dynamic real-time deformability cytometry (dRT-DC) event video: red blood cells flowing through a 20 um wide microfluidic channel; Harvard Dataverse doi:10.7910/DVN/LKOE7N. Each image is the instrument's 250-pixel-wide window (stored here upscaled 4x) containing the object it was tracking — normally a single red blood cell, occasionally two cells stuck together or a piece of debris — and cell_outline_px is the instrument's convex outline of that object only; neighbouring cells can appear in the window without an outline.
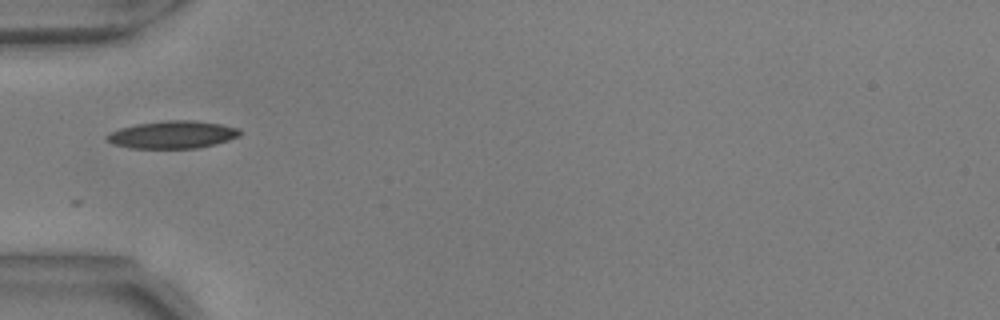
{"species": "common noctule bat (a hibernating species)", "species_latin": "Nyctalus noctula", "temperature_condition": "warm", "stored_images_in_passage": 21, "camera_frame_rate_fps": 3000, "um_per_image_px": 0.085, "animal": {"sex": "male", "body_mass_g": 17.9, "forearm_length_mm": 54.2}, "frame": {"image": 1, "passage_image": 1, "time_ms": 0.0, "image_size_px": [1000, 320], "cell_outline_px": [[240, 136], [216, 144], [196, 148], [132, 148], [112, 144], [104, 136], [120, 128], [136, 124], [164, 120], [196, 120], [220, 124], [240, 128]], "centroid_in_image_um": [14.68, 11.44], "position_along_channel_um": 70.3, "area_um2": 21.39}}